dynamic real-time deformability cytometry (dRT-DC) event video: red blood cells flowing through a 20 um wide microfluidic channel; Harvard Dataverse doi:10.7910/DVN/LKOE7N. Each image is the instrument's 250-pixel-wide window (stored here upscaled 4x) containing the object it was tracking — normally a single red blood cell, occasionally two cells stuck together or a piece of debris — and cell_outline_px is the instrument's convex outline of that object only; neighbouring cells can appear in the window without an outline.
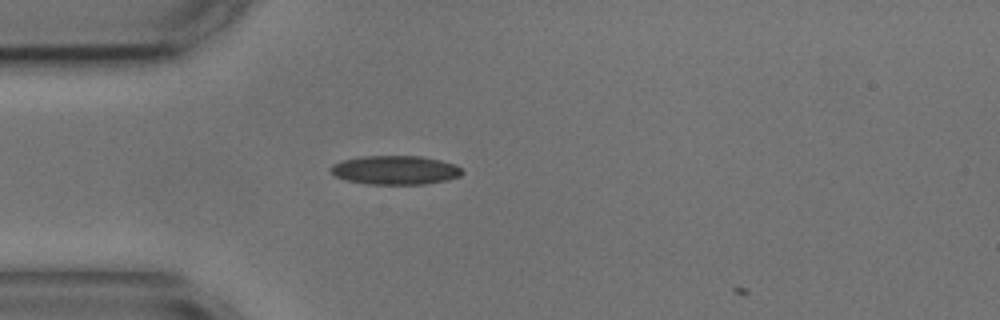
{"species": "common noctule bat (a hibernating species)", "species_latin": "Nyctalus noctula", "temperature_condition": "cold", "stored_images_in_passage": 2, "camera_frame_rate_fps": 3000, "um_per_image_px": 0.085, "animal": {"sex": "male", "body_mass_g": 17.9, "forearm_length_mm": 54.2}, "frame": {"image": 1, "passage_image": 1, "time_ms": 0.0, "image_size_px": [1000, 320], "cell_outline_px": [[464, 172], [460, 176], [448, 180], [424, 184], [368, 184], [348, 180], [336, 176], [328, 168], [332, 164], [340, 160], [360, 156], [420, 156], [440, 160], [456, 164]], "centroid_in_image_um": [33.59, 14.45], "position_along_channel_um": 51.4, "area_um2": 22.25}}